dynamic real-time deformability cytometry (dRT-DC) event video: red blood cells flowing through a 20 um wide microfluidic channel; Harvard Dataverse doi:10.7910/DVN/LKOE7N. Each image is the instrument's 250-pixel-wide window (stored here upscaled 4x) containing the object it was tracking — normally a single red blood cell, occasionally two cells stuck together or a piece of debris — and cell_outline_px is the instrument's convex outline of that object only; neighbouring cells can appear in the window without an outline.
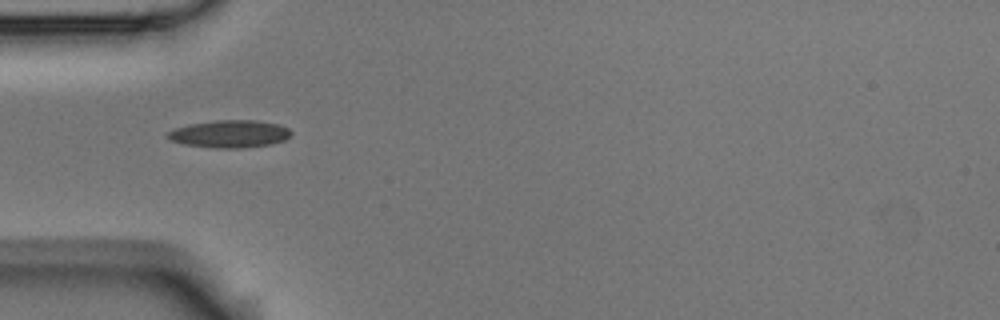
{"species": "Egyptian fruit bat (a non-hibernating species)", "species_latin": "Rousettus aegyptiacus", "temperature_condition": "room temperature", "stored_images_in_passage": 1, "camera_frame_rate_fps": 3000, "um_per_image_px": 0.085, "animal": {"sex": "male"}, "frame": {"image": 1, "passage_image": 1, "time_ms": 0.0, "image_size_px": [1000, 320], "cell_outline_px": [[292, 132], [284, 140], [268, 144], [240, 148], [216, 148], [184, 144], [172, 140], [164, 136], [168, 132], [176, 128], [188, 124], [216, 120], [256, 120], [280, 124], [288, 128]], "centroid_in_image_um": [19.51, 11.37], "position_along_channel_um": 65.5, "area_um2": 19.65}}